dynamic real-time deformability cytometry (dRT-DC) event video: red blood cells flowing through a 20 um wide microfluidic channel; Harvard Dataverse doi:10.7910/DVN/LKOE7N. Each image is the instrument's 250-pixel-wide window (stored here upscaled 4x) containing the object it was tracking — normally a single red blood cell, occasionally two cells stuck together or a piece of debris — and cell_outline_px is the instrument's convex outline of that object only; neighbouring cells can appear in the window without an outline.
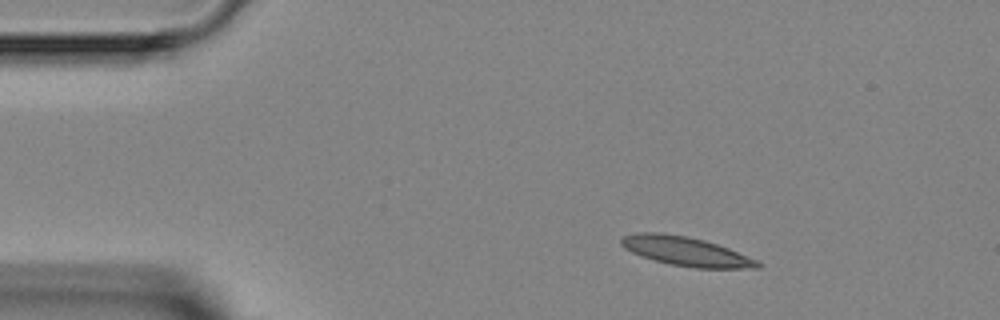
{"species": "Egyptian fruit bat (a non-hibernating species)", "species_latin": "Rousettus aegyptiacus", "temperature_condition": "room temperature", "stored_images_in_passage": 5, "camera_frame_rate_fps": 3000, "um_per_image_px": 0.085, "animal": {"sex": "female"}, "frame": {"image": 1, "passage_image": 1, "time_ms": 0.0, "image_size_px": [1000, 320], "cell_outline_px": [[764, 264], [760, 268], [696, 268], [672, 264], [640, 256], [624, 248], [620, 244], [620, 240], [624, 236], [636, 232], [664, 232], [688, 236], [704, 240], [728, 248], [756, 260]], "centroid_in_image_um": [58.28, 21.35], "position_along_channel_um": 26.7, "area_um2": 23.06}}
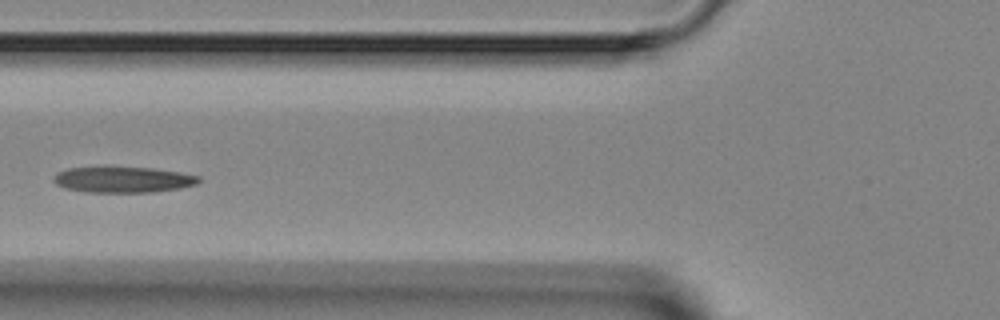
{"frame": {"image": 2, "passage_image": 4, "time_ms": 3.667, "image_size_px": [1000, 320], "cell_outline_px": [[200, 180], [196, 184], [180, 188], [152, 192], [84, 192], [64, 188], [56, 184], [52, 180], [52, 176], [56, 172], [68, 168], [104, 164], [108, 164], [152, 168], [180, 172], [200, 176]], "centroid_in_image_um": [10.36, 15.22], "position_along_channel_um": 115.4, "area_um2": 23.0}}
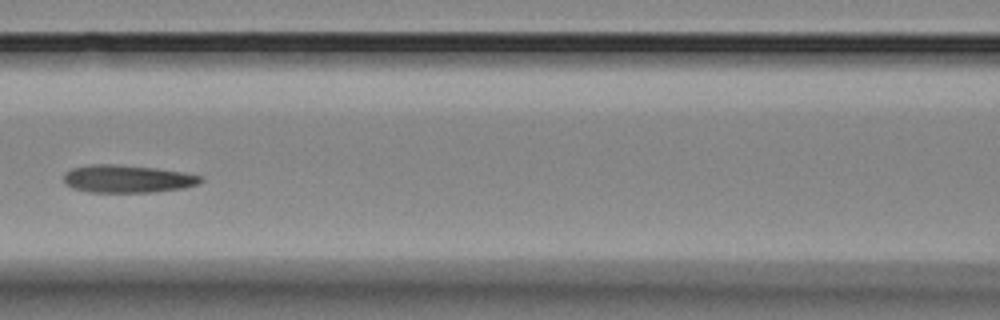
{"frame": {"image": 3, "passage_image": 5, "time_ms": 4.667, "image_size_px": [1000, 320], "cell_outline_px": [[204, 180], [200, 184], [184, 188], [152, 192], [88, 192], [72, 188], [64, 184], [64, 172], [72, 168], [92, 164], [116, 164], [156, 168], [184, 172], [204, 176]], "centroid_in_image_um": [10.85, 15.2], "position_along_channel_um": 155.7, "area_um2": 22.43}}